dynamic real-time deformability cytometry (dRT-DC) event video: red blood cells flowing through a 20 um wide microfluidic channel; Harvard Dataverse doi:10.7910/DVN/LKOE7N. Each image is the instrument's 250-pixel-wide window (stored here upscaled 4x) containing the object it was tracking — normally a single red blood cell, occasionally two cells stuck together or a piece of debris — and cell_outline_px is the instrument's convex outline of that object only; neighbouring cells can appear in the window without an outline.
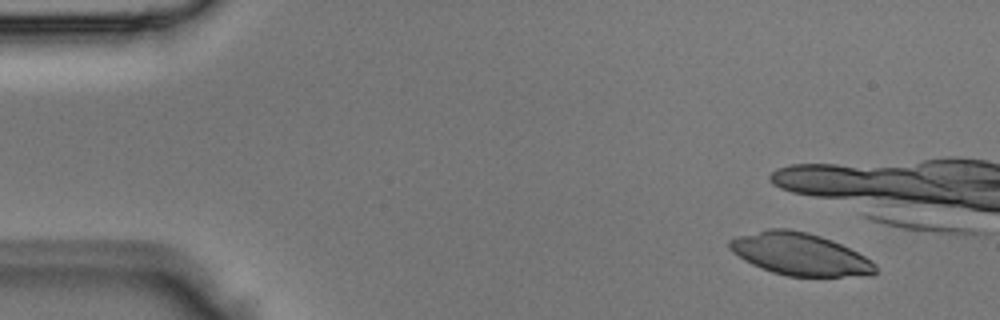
{"species": "Egyptian fruit bat (a non-hibernating species)", "species_latin": "Rousettus aegyptiacus", "temperature_condition": "room temperature", "stored_images_in_passage": 4, "camera_frame_rate_fps": 3000, "um_per_image_px": 0.085, "animal": {"sex": "male"}, "frame": {"image": 1, "passage_image": 2, "time_ms": 0.333, "image_size_px": [1000, 320], "cell_outline_px": [[876, 272], [872, 276], [788, 276], [772, 272], [752, 264], [744, 260], [732, 252], [728, 248], [728, 240], [740, 236], [768, 228], [788, 228], [808, 232], [832, 240], [864, 256], [876, 264]], "centroid_in_image_um": [67.98, 21.6], "position_along_channel_um": 17.0, "area_um2": 35.84}}